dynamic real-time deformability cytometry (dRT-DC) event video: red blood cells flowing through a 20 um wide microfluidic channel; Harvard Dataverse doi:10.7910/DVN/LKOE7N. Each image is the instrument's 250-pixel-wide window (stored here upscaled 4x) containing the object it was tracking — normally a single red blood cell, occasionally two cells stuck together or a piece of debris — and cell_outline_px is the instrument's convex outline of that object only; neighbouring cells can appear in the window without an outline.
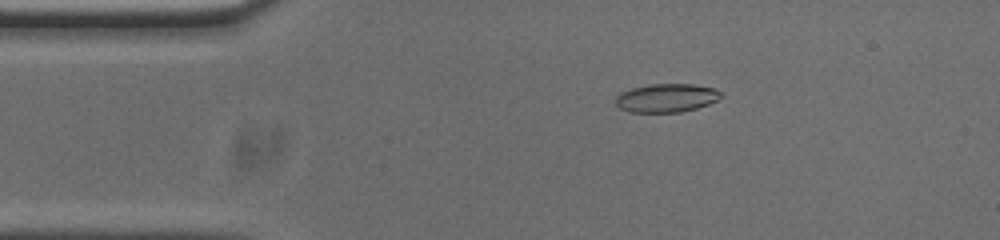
{"species": "common noctule bat (a hibernating species)", "species_latin": "Nyctalus noctula", "temperature_condition": "cold", "stored_images_in_passage": 53, "camera_frame_rate_fps": 3000, "um_per_image_px": 0.085, "animal": {"sex": "male", "body_mass_g": 20.0, "forearm_length_mm": 53.3}, "frame": {"image": 1, "passage_image": 9, "time_ms": 2.667, "image_size_px": [1000, 240], "cell_outline_px": [[724, 96], [708, 104], [696, 108], [680, 112], [628, 112], [620, 108], [616, 104], [616, 96], [620, 92], [632, 88], [652, 84], [696, 84], [716, 88]], "centroid_in_image_um": [56.66, 8.32], "position_along_channel_um": 28.3, "area_um2": 17.57}}
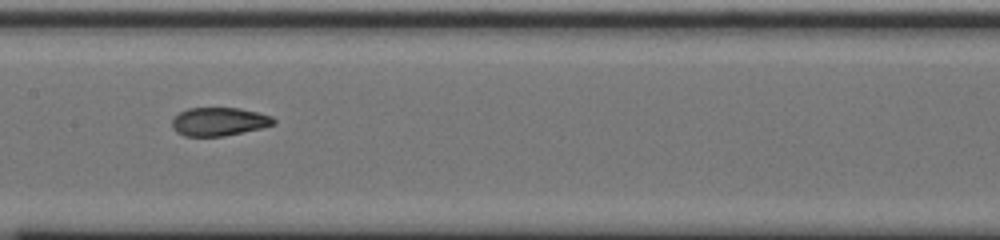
{"frame": {"image": 2, "passage_image": 25, "time_ms": 8.0, "image_size_px": [1000, 240], "cell_outline_px": [[276, 124], [260, 128], [224, 136], [184, 136], [176, 132], [172, 128], [172, 120], [180, 112], [188, 108], [240, 108], [272, 116], [276, 120]], "centroid_in_image_um": [18.61, 10.34], "position_along_channel_um": 188.8, "area_um2": 16.76}}
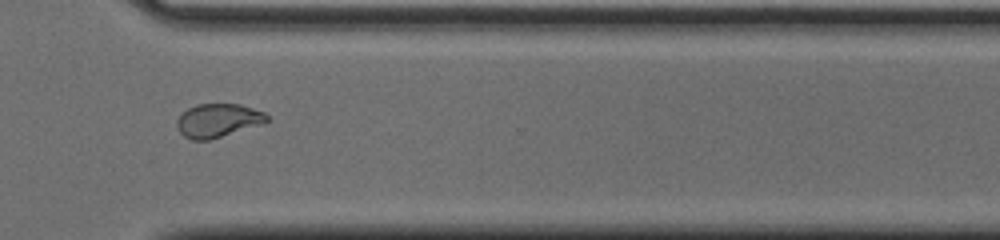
{"frame": {"image": 3, "passage_image": 38, "time_ms": 12.333, "image_size_px": [1000, 240], "cell_outline_px": [[268, 120], [264, 124], [208, 140], [192, 140], [184, 136], [180, 132], [176, 124], [176, 120], [188, 108], [196, 104], [240, 104], [264, 112], [268, 116]], "centroid_in_image_um": [18.54, 10.24], "position_along_channel_um": 352.1, "area_um2": 17.57}, "authors_computed_cell_mechanics": {"area_um2": 17.5712, "velocity_mm_per_s": 3.7621, "shape_relaxation_time_tau1_ms": 5.0089, "shape_relaxation_time_tau2_ms": 1.2371, "deformation_change_tau1": 0.1757, "deformation_change_tau2": 0.0686}}